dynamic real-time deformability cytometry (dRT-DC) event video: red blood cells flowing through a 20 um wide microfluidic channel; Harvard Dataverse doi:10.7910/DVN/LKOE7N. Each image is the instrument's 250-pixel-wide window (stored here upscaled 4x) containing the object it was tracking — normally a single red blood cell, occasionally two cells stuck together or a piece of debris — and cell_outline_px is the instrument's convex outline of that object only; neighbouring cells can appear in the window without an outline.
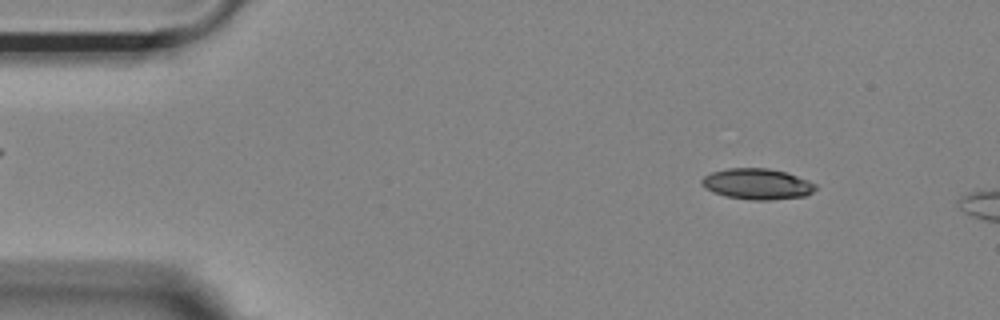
{"species": "Egyptian fruit bat (a non-hibernating species)", "species_latin": "Rousettus aegyptiacus", "temperature_condition": "room temperature", "stored_images_in_passage": 12, "camera_frame_rate_fps": 3000, "um_per_image_px": 0.085, "animal": {"sex": "female"}, "frame": {"image": 1, "passage_image": 6, "time_ms": 1.667, "image_size_px": [1000, 320], "cell_outline_px": [[816, 188], [812, 192], [804, 196], [768, 200], [752, 200], [724, 196], [712, 192], [704, 188], [700, 184], [700, 180], [704, 176], [712, 172], [728, 168], [768, 168], [784, 172], [808, 180], [816, 184]], "centroid_in_image_um": [64.31, 15.64], "position_along_channel_um": 20.7, "area_um2": 20.46}}